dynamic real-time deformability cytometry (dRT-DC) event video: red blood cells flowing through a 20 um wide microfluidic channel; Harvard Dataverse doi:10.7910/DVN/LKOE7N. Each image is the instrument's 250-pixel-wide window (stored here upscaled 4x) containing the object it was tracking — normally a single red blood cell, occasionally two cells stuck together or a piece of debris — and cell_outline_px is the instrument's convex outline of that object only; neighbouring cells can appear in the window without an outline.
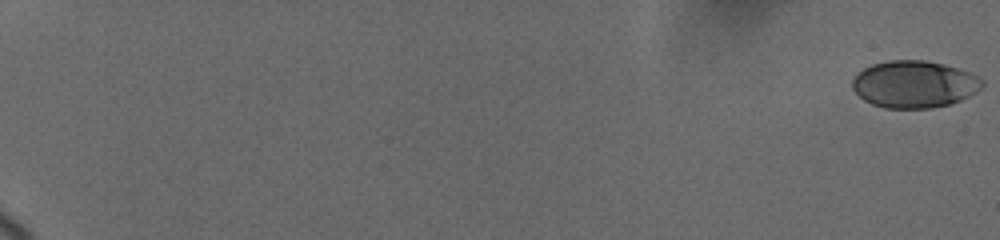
{"species": "human", "species_latin": "Homo sapiens", "temperature_condition": "cold", "stored_images_in_passage": 11, "camera_frame_rate_fps": 3000, "um_per_image_px": 0.085, "donor": {"sex": "female"}, "frame": {"image": 1, "passage_image": 1, "time_ms": 0.0, "image_size_px": [1000, 240], "cell_outline_px": [[984, 84], [980, 88], [968, 96], [960, 100], [948, 104], [928, 108], [884, 108], [872, 104], [864, 100], [852, 88], [852, 80], [864, 68], [872, 64], [888, 60], [924, 60], [944, 64], [968, 72], [984, 80]], "centroid_in_image_um": [77.69, 7.15], "position_along_channel_um": 7.3, "area_um2": 35.32}}